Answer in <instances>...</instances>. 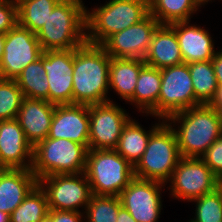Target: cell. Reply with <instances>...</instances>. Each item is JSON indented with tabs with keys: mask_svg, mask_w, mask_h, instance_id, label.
Returning a JSON list of instances; mask_svg holds the SVG:
<instances>
[{
	"mask_svg": "<svg viewBox=\"0 0 222 222\" xmlns=\"http://www.w3.org/2000/svg\"><path fill=\"white\" fill-rule=\"evenodd\" d=\"M195 100L191 75L187 63L161 69V88L158 98V119L199 106ZM161 118V120H160Z\"/></svg>",
	"mask_w": 222,
	"mask_h": 222,
	"instance_id": "ba28073f",
	"label": "cell"
},
{
	"mask_svg": "<svg viewBox=\"0 0 222 222\" xmlns=\"http://www.w3.org/2000/svg\"><path fill=\"white\" fill-rule=\"evenodd\" d=\"M0 222H10L9 214L0 211Z\"/></svg>",
	"mask_w": 222,
	"mask_h": 222,
	"instance_id": "60d3db41",
	"label": "cell"
},
{
	"mask_svg": "<svg viewBox=\"0 0 222 222\" xmlns=\"http://www.w3.org/2000/svg\"><path fill=\"white\" fill-rule=\"evenodd\" d=\"M49 84V103L73 104V49L43 51Z\"/></svg>",
	"mask_w": 222,
	"mask_h": 222,
	"instance_id": "9a60e30c",
	"label": "cell"
},
{
	"mask_svg": "<svg viewBox=\"0 0 222 222\" xmlns=\"http://www.w3.org/2000/svg\"><path fill=\"white\" fill-rule=\"evenodd\" d=\"M116 222H137L131 214L123 207L121 206L119 208V213L117 215Z\"/></svg>",
	"mask_w": 222,
	"mask_h": 222,
	"instance_id": "8d00e7d4",
	"label": "cell"
},
{
	"mask_svg": "<svg viewBox=\"0 0 222 222\" xmlns=\"http://www.w3.org/2000/svg\"><path fill=\"white\" fill-rule=\"evenodd\" d=\"M110 59L101 45L86 42L73 49V104L111 102L107 96Z\"/></svg>",
	"mask_w": 222,
	"mask_h": 222,
	"instance_id": "6da1fadb",
	"label": "cell"
},
{
	"mask_svg": "<svg viewBox=\"0 0 222 222\" xmlns=\"http://www.w3.org/2000/svg\"><path fill=\"white\" fill-rule=\"evenodd\" d=\"M150 14L161 24L189 21L203 4L199 0H148Z\"/></svg>",
	"mask_w": 222,
	"mask_h": 222,
	"instance_id": "d4e9b609",
	"label": "cell"
},
{
	"mask_svg": "<svg viewBox=\"0 0 222 222\" xmlns=\"http://www.w3.org/2000/svg\"><path fill=\"white\" fill-rule=\"evenodd\" d=\"M37 184L31 169L0 168V211L10 215Z\"/></svg>",
	"mask_w": 222,
	"mask_h": 222,
	"instance_id": "ffe728a7",
	"label": "cell"
},
{
	"mask_svg": "<svg viewBox=\"0 0 222 222\" xmlns=\"http://www.w3.org/2000/svg\"><path fill=\"white\" fill-rule=\"evenodd\" d=\"M143 60L146 65L160 70L183 63L175 30L170 25H160L155 30Z\"/></svg>",
	"mask_w": 222,
	"mask_h": 222,
	"instance_id": "44dd1931",
	"label": "cell"
},
{
	"mask_svg": "<svg viewBox=\"0 0 222 222\" xmlns=\"http://www.w3.org/2000/svg\"><path fill=\"white\" fill-rule=\"evenodd\" d=\"M4 46H5V34L0 33V60H1L2 55L4 53Z\"/></svg>",
	"mask_w": 222,
	"mask_h": 222,
	"instance_id": "f35d334b",
	"label": "cell"
},
{
	"mask_svg": "<svg viewBox=\"0 0 222 222\" xmlns=\"http://www.w3.org/2000/svg\"><path fill=\"white\" fill-rule=\"evenodd\" d=\"M48 138L75 141L89 150V105H55Z\"/></svg>",
	"mask_w": 222,
	"mask_h": 222,
	"instance_id": "2e32d148",
	"label": "cell"
},
{
	"mask_svg": "<svg viewBox=\"0 0 222 222\" xmlns=\"http://www.w3.org/2000/svg\"><path fill=\"white\" fill-rule=\"evenodd\" d=\"M88 149L75 141L45 138L33 147L31 171L37 179L85 171Z\"/></svg>",
	"mask_w": 222,
	"mask_h": 222,
	"instance_id": "8992f818",
	"label": "cell"
},
{
	"mask_svg": "<svg viewBox=\"0 0 222 222\" xmlns=\"http://www.w3.org/2000/svg\"><path fill=\"white\" fill-rule=\"evenodd\" d=\"M86 7L82 0H60L36 33L43 49H77L86 41Z\"/></svg>",
	"mask_w": 222,
	"mask_h": 222,
	"instance_id": "3957f363",
	"label": "cell"
},
{
	"mask_svg": "<svg viewBox=\"0 0 222 222\" xmlns=\"http://www.w3.org/2000/svg\"><path fill=\"white\" fill-rule=\"evenodd\" d=\"M165 121L176 135L183 158H200L222 134L218 112L210 104L185 109L171 115ZM176 122L178 128L175 127Z\"/></svg>",
	"mask_w": 222,
	"mask_h": 222,
	"instance_id": "7a4b0ae2",
	"label": "cell"
},
{
	"mask_svg": "<svg viewBox=\"0 0 222 222\" xmlns=\"http://www.w3.org/2000/svg\"><path fill=\"white\" fill-rule=\"evenodd\" d=\"M44 190L49 210L81 212L86 209L92 197L90 183L85 173L51 175L38 179Z\"/></svg>",
	"mask_w": 222,
	"mask_h": 222,
	"instance_id": "9c48e42d",
	"label": "cell"
},
{
	"mask_svg": "<svg viewBox=\"0 0 222 222\" xmlns=\"http://www.w3.org/2000/svg\"><path fill=\"white\" fill-rule=\"evenodd\" d=\"M210 105L217 110L222 128V100H213Z\"/></svg>",
	"mask_w": 222,
	"mask_h": 222,
	"instance_id": "74e56055",
	"label": "cell"
},
{
	"mask_svg": "<svg viewBox=\"0 0 222 222\" xmlns=\"http://www.w3.org/2000/svg\"><path fill=\"white\" fill-rule=\"evenodd\" d=\"M18 23L17 1L5 0L0 3V33L6 34Z\"/></svg>",
	"mask_w": 222,
	"mask_h": 222,
	"instance_id": "836d02e7",
	"label": "cell"
},
{
	"mask_svg": "<svg viewBox=\"0 0 222 222\" xmlns=\"http://www.w3.org/2000/svg\"><path fill=\"white\" fill-rule=\"evenodd\" d=\"M15 81L24 97L49 102V84L43 67V55L27 65Z\"/></svg>",
	"mask_w": 222,
	"mask_h": 222,
	"instance_id": "484cf974",
	"label": "cell"
},
{
	"mask_svg": "<svg viewBox=\"0 0 222 222\" xmlns=\"http://www.w3.org/2000/svg\"><path fill=\"white\" fill-rule=\"evenodd\" d=\"M213 174L222 182V134L200 157Z\"/></svg>",
	"mask_w": 222,
	"mask_h": 222,
	"instance_id": "d6a6232c",
	"label": "cell"
},
{
	"mask_svg": "<svg viewBox=\"0 0 222 222\" xmlns=\"http://www.w3.org/2000/svg\"><path fill=\"white\" fill-rule=\"evenodd\" d=\"M84 173L93 195L119 196L134 178V166L115 149H89Z\"/></svg>",
	"mask_w": 222,
	"mask_h": 222,
	"instance_id": "5b68a950",
	"label": "cell"
},
{
	"mask_svg": "<svg viewBox=\"0 0 222 222\" xmlns=\"http://www.w3.org/2000/svg\"><path fill=\"white\" fill-rule=\"evenodd\" d=\"M203 5L204 4H206V3H208L209 1H211L212 2V0H199Z\"/></svg>",
	"mask_w": 222,
	"mask_h": 222,
	"instance_id": "7bdbcfd3",
	"label": "cell"
},
{
	"mask_svg": "<svg viewBox=\"0 0 222 222\" xmlns=\"http://www.w3.org/2000/svg\"><path fill=\"white\" fill-rule=\"evenodd\" d=\"M195 100L201 104H211L214 100L218 83L213 64L210 61L192 62L188 64Z\"/></svg>",
	"mask_w": 222,
	"mask_h": 222,
	"instance_id": "4316f807",
	"label": "cell"
},
{
	"mask_svg": "<svg viewBox=\"0 0 222 222\" xmlns=\"http://www.w3.org/2000/svg\"><path fill=\"white\" fill-rule=\"evenodd\" d=\"M218 85H222V49L214 54L211 60Z\"/></svg>",
	"mask_w": 222,
	"mask_h": 222,
	"instance_id": "d590c367",
	"label": "cell"
},
{
	"mask_svg": "<svg viewBox=\"0 0 222 222\" xmlns=\"http://www.w3.org/2000/svg\"><path fill=\"white\" fill-rule=\"evenodd\" d=\"M144 60L112 58L109 67V89H113L126 102L134 95L136 83Z\"/></svg>",
	"mask_w": 222,
	"mask_h": 222,
	"instance_id": "603a6c76",
	"label": "cell"
},
{
	"mask_svg": "<svg viewBox=\"0 0 222 222\" xmlns=\"http://www.w3.org/2000/svg\"><path fill=\"white\" fill-rule=\"evenodd\" d=\"M43 49L35 33L18 23L5 34L0 60V78L16 79L22 70L42 56Z\"/></svg>",
	"mask_w": 222,
	"mask_h": 222,
	"instance_id": "8fae6325",
	"label": "cell"
},
{
	"mask_svg": "<svg viewBox=\"0 0 222 222\" xmlns=\"http://www.w3.org/2000/svg\"><path fill=\"white\" fill-rule=\"evenodd\" d=\"M193 201L196 202V217L189 222H222V184Z\"/></svg>",
	"mask_w": 222,
	"mask_h": 222,
	"instance_id": "4dcf8cb0",
	"label": "cell"
},
{
	"mask_svg": "<svg viewBox=\"0 0 222 222\" xmlns=\"http://www.w3.org/2000/svg\"><path fill=\"white\" fill-rule=\"evenodd\" d=\"M214 100H222V85H218L217 93Z\"/></svg>",
	"mask_w": 222,
	"mask_h": 222,
	"instance_id": "ab89813d",
	"label": "cell"
},
{
	"mask_svg": "<svg viewBox=\"0 0 222 222\" xmlns=\"http://www.w3.org/2000/svg\"><path fill=\"white\" fill-rule=\"evenodd\" d=\"M122 206L119 196L92 195L84 214L85 222H116L119 208Z\"/></svg>",
	"mask_w": 222,
	"mask_h": 222,
	"instance_id": "f546056e",
	"label": "cell"
},
{
	"mask_svg": "<svg viewBox=\"0 0 222 222\" xmlns=\"http://www.w3.org/2000/svg\"><path fill=\"white\" fill-rule=\"evenodd\" d=\"M165 185L134 177L119 195L121 204L137 222H157L162 210L160 191Z\"/></svg>",
	"mask_w": 222,
	"mask_h": 222,
	"instance_id": "4fadbf2b",
	"label": "cell"
},
{
	"mask_svg": "<svg viewBox=\"0 0 222 222\" xmlns=\"http://www.w3.org/2000/svg\"><path fill=\"white\" fill-rule=\"evenodd\" d=\"M49 212L44 190L37 184L9 215L10 222H39Z\"/></svg>",
	"mask_w": 222,
	"mask_h": 222,
	"instance_id": "f1b7e54d",
	"label": "cell"
},
{
	"mask_svg": "<svg viewBox=\"0 0 222 222\" xmlns=\"http://www.w3.org/2000/svg\"><path fill=\"white\" fill-rule=\"evenodd\" d=\"M190 21H182L170 24L175 30L180 52L184 63L210 61L217 52L214 42L204 28L190 25Z\"/></svg>",
	"mask_w": 222,
	"mask_h": 222,
	"instance_id": "d6986e66",
	"label": "cell"
},
{
	"mask_svg": "<svg viewBox=\"0 0 222 222\" xmlns=\"http://www.w3.org/2000/svg\"><path fill=\"white\" fill-rule=\"evenodd\" d=\"M48 215L53 222H83L84 218V212L66 210H49Z\"/></svg>",
	"mask_w": 222,
	"mask_h": 222,
	"instance_id": "e575fe53",
	"label": "cell"
},
{
	"mask_svg": "<svg viewBox=\"0 0 222 222\" xmlns=\"http://www.w3.org/2000/svg\"><path fill=\"white\" fill-rule=\"evenodd\" d=\"M135 119H130L123 128L115 150L132 166L141 159L151 134L165 121L155 123V126L146 131Z\"/></svg>",
	"mask_w": 222,
	"mask_h": 222,
	"instance_id": "cb8c5ba5",
	"label": "cell"
},
{
	"mask_svg": "<svg viewBox=\"0 0 222 222\" xmlns=\"http://www.w3.org/2000/svg\"><path fill=\"white\" fill-rule=\"evenodd\" d=\"M181 158L176 135L164 121L151 134L141 159L134 166V177L167 185Z\"/></svg>",
	"mask_w": 222,
	"mask_h": 222,
	"instance_id": "52a82bcc",
	"label": "cell"
},
{
	"mask_svg": "<svg viewBox=\"0 0 222 222\" xmlns=\"http://www.w3.org/2000/svg\"><path fill=\"white\" fill-rule=\"evenodd\" d=\"M23 98L15 79L0 78V121L16 118Z\"/></svg>",
	"mask_w": 222,
	"mask_h": 222,
	"instance_id": "1f68e13d",
	"label": "cell"
},
{
	"mask_svg": "<svg viewBox=\"0 0 222 222\" xmlns=\"http://www.w3.org/2000/svg\"><path fill=\"white\" fill-rule=\"evenodd\" d=\"M160 25L149 14L141 22L111 35L101 46L112 58L143 60L148 52L155 30Z\"/></svg>",
	"mask_w": 222,
	"mask_h": 222,
	"instance_id": "5bb4252c",
	"label": "cell"
},
{
	"mask_svg": "<svg viewBox=\"0 0 222 222\" xmlns=\"http://www.w3.org/2000/svg\"><path fill=\"white\" fill-rule=\"evenodd\" d=\"M160 88L161 70L145 64L140 70L134 95L127 102L135 105L140 113L157 118Z\"/></svg>",
	"mask_w": 222,
	"mask_h": 222,
	"instance_id": "7402d4cb",
	"label": "cell"
},
{
	"mask_svg": "<svg viewBox=\"0 0 222 222\" xmlns=\"http://www.w3.org/2000/svg\"><path fill=\"white\" fill-rule=\"evenodd\" d=\"M128 114L112 101L89 105V149H115Z\"/></svg>",
	"mask_w": 222,
	"mask_h": 222,
	"instance_id": "7c38bea8",
	"label": "cell"
},
{
	"mask_svg": "<svg viewBox=\"0 0 222 222\" xmlns=\"http://www.w3.org/2000/svg\"><path fill=\"white\" fill-rule=\"evenodd\" d=\"M18 24L37 33L60 0H16Z\"/></svg>",
	"mask_w": 222,
	"mask_h": 222,
	"instance_id": "83f0119b",
	"label": "cell"
},
{
	"mask_svg": "<svg viewBox=\"0 0 222 222\" xmlns=\"http://www.w3.org/2000/svg\"><path fill=\"white\" fill-rule=\"evenodd\" d=\"M39 222H53V219L47 214L44 218H42Z\"/></svg>",
	"mask_w": 222,
	"mask_h": 222,
	"instance_id": "b9f144b4",
	"label": "cell"
},
{
	"mask_svg": "<svg viewBox=\"0 0 222 222\" xmlns=\"http://www.w3.org/2000/svg\"><path fill=\"white\" fill-rule=\"evenodd\" d=\"M54 110L46 100L23 98L16 119L33 147L48 137Z\"/></svg>",
	"mask_w": 222,
	"mask_h": 222,
	"instance_id": "ac0fdd59",
	"label": "cell"
},
{
	"mask_svg": "<svg viewBox=\"0 0 222 222\" xmlns=\"http://www.w3.org/2000/svg\"><path fill=\"white\" fill-rule=\"evenodd\" d=\"M149 14L148 0H110L91 12L86 8V41L102 45L111 35L141 22Z\"/></svg>",
	"mask_w": 222,
	"mask_h": 222,
	"instance_id": "277c9868",
	"label": "cell"
},
{
	"mask_svg": "<svg viewBox=\"0 0 222 222\" xmlns=\"http://www.w3.org/2000/svg\"><path fill=\"white\" fill-rule=\"evenodd\" d=\"M33 146L16 118L0 121V168L31 169Z\"/></svg>",
	"mask_w": 222,
	"mask_h": 222,
	"instance_id": "e0dca14e",
	"label": "cell"
},
{
	"mask_svg": "<svg viewBox=\"0 0 222 222\" xmlns=\"http://www.w3.org/2000/svg\"><path fill=\"white\" fill-rule=\"evenodd\" d=\"M169 189L174 199L188 202L213 192L222 182L201 158H181L173 171Z\"/></svg>",
	"mask_w": 222,
	"mask_h": 222,
	"instance_id": "30bf717a",
	"label": "cell"
}]
</instances>
